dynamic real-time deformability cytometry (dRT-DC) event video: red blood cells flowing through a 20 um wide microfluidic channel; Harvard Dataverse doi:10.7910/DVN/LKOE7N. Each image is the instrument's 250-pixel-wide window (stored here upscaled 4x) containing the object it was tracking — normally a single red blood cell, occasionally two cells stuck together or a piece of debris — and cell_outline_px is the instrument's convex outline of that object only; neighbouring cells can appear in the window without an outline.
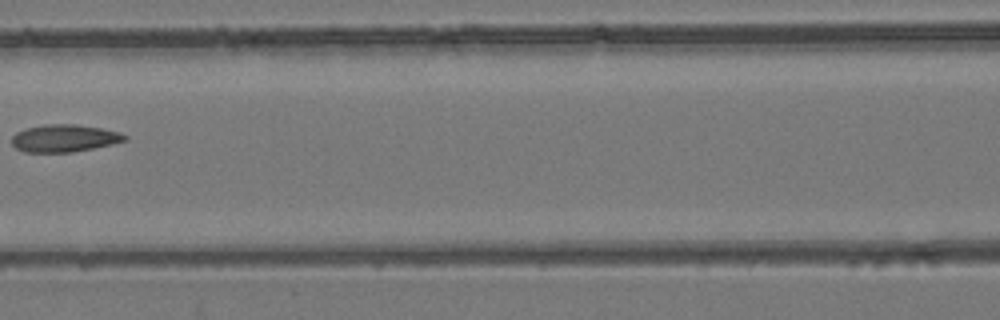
{"species": "common noctule bat (a hibernating species)", "species_latin": "Nyctalus noctula", "temperature_condition": "room temperature", "stored_images_in_passage": 4, "camera_frame_rate_fps": 3000, "um_per_image_px": 0.085, "animal": {"sex": "female", "body_mass_g": 24.6, "forearm_length_mm": 56.2}, "frame": {"image": 1, "passage_image": 3, "time_ms": 2.333, "image_size_px": [1000, 320], "cell_outline_px": [[128, 140], [112, 144], [72, 152], [24, 152], [16, 148], [12, 144], [12, 136], [16, 132], [28, 128], [44, 124], [76, 124], [100, 128], [120, 132], [128, 136]], "centroid_in_image_um": [5.48, 11.75], "position_along_channel_um": 161.1, "area_um2": 18.03}}
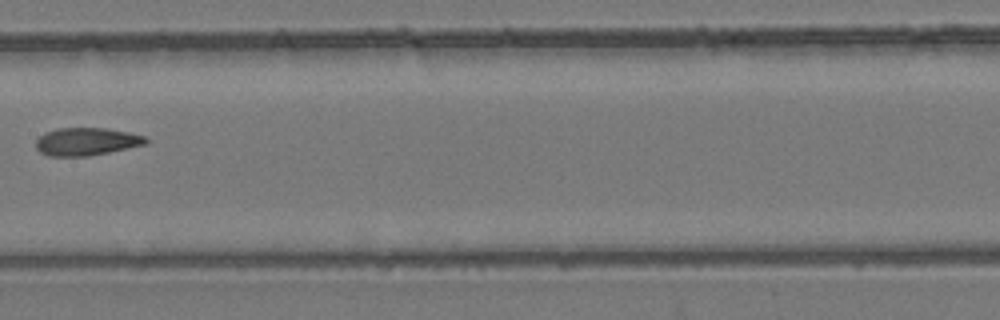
{"frame": {"image": 2, "passage_image": 4, "time_ms": 3.333, "image_size_px": [1000, 320], "cell_outline_px": [[148, 144], [88, 156], [48, 156], [40, 152], [36, 148], [36, 140], [44, 132], [60, 128], [104, 128], [128, 132], [144, 136], [148, 140]], "centroid_in_image_um": [7.34, 12.03], "position_along_channel_um": 200.1, "area_um2": 17.74}}